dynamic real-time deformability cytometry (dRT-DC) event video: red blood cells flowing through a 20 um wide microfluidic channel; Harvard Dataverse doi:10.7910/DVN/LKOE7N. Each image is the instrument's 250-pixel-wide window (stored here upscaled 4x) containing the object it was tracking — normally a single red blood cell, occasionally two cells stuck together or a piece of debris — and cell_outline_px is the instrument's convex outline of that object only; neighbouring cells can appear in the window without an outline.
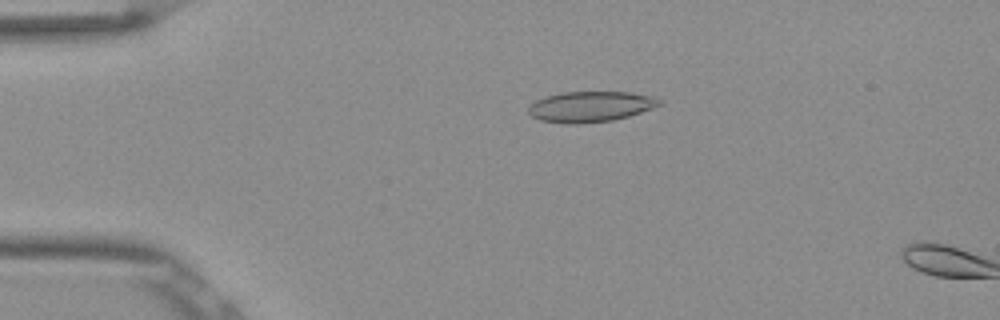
{"species": "Egyptian fruit bat (a non-hibernating species)", "species_latin": "Rousettus aegyptiacus", "temperature_condition": "room temperature", "stored_images_in_passage": 9, "camera_frame_rate_fps": 3000, "um_per_image_px": 0.085, "frame": {"image": 1, "passage_image": 7, "time_ms": 2.0, "image_size_px": [1000, 320], "cell_outline_px": [[664, 104], [628, 116], [612, 120], [580, 124], [564, 124], [540, 120], [532, 116], [528, 112], [528, 108], [536, 100], [560, 92], [628, 92], [652, 96], [660, 100]], "centroid_in_image_um": [50.18, 9.07], "position_along_channel_um": 34.8, "area_um2": 23.29}}